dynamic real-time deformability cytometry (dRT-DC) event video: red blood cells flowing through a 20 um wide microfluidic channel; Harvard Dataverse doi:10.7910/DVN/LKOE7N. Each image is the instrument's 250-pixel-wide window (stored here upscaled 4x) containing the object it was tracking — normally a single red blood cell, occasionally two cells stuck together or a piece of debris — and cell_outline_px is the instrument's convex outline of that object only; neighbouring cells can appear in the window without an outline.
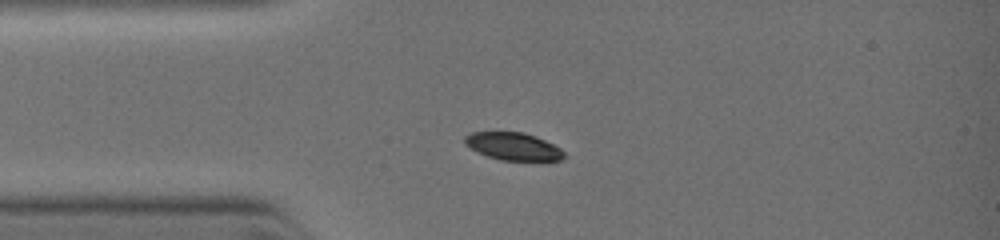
{"species": "common noctule bat (a hibernating species)", "species_latin": "Nyctalus noctula", "temperature_condition": "warm", "stored_images_in_passage": 16, "camera_frame_rate_fps": 3000, "um_per_image_px": 0.085, "animal": {"sex": "female", "body_mass_g": 19.0, "forearm_length_mm": 51.5}, "frame": {"image": 1, "passage_image": 1, "time_ms": 0.0, "image_size_px": [1000, 240], "cell_outline_px": [[564, 156], [560, 160], [500, 160], [476, 152], [464, 144], [464, 136], [472, 132], [524, 132], [536, 136], [560, 148], [564, 152]], "centroid_in_image_um": [43.58, 12.43], "position_along_channel_um": 41.4, "area_um2": 15.9}}
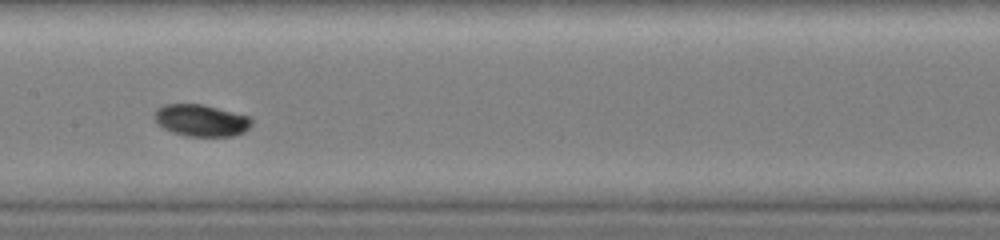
{"frame": {"image": 2, "passage_image": 11, "time_ms": 3.0, "image_size_px": [1000, 240], "cell_outline_px": [[252, 124], [244, 132], [232, 136], [184, 136], [172, 132], [164, 128], [156, 120], [156, 112], [164, 104], [204, 104], [248, 116], [252, 120]], "centroid_in_image_um": [17.14, 10.24], "position_along_channel_um": 190.3, "area_um2": 17.8}}
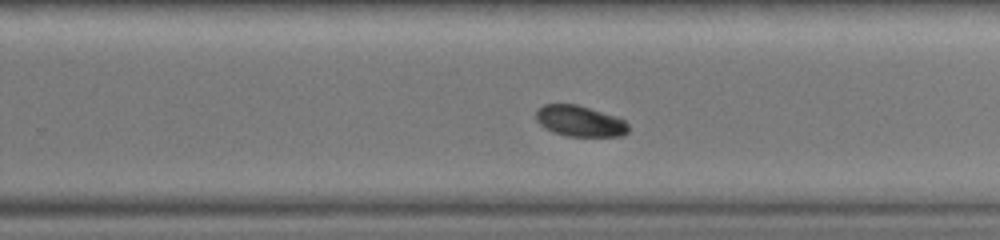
{"frame": {"image": 3, "passage_image": 16, "time_ms": 4.667, "image_size_px": [1000, 240], "cell_outline_px": [[628, 132], [624, 136], [564, 136], [552, 132], [540, 124], [536, 120], [536, 112], [544, 104], [576, 104], [616, 116], [624, 120], [628, 124]], "centroid_in_image_um": [49.3, 10.3], "position_along_channel_um": 280.5, "area_um2": 16.65}}